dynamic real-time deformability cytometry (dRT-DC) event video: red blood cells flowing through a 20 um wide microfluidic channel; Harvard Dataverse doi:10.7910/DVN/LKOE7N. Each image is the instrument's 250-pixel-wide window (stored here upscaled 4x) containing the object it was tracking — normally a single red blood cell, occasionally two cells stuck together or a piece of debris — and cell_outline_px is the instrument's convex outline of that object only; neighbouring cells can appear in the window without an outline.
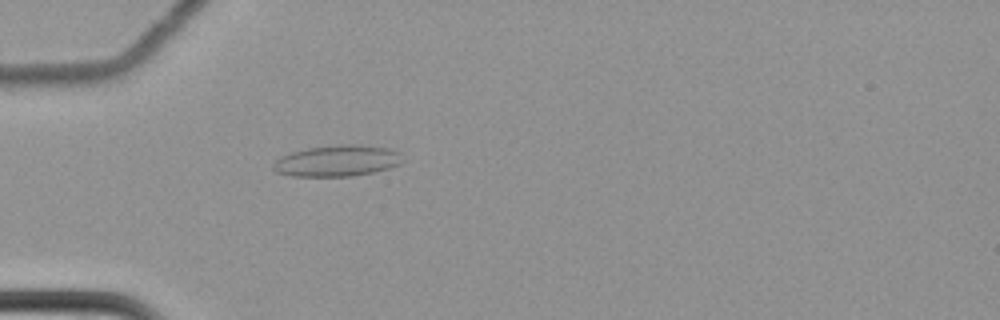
{"species": "common noctule bat (a hibernating species)", "species_latin": "Nyctalus noctula", "temperature_condition": "cold", "stored_images_in_passage": 61, "camera_frame_rate_fps": 3000, "um_per_image_px": 0.085, "animal": {"sex": "female", "body_mass_g": 22.7, "forearm_length_mm": 54.2}, "frame": {"image": 1, "passage_image": 20, "time_ms": 6.333, "image_size_px": [1000, 320], "cell_outline_px": [[404, 160], [400, 164], [388, 168], [372, 172], [352, 176], [292, 176], [276, 172], [272, 168], [272, 164], [280, 156], [292, 152], [308, 148], [340, 144], [360, 144], [388, 148], [400, 152]], "centroid_in_image_um": [28.67, 13.66], "position_along_channel_um": 56.3, "area_um2": 23.64}}
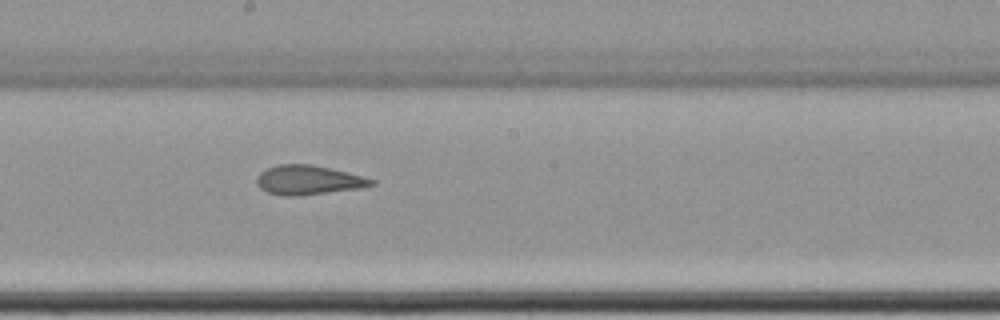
{"frame": {"image": 2, "passage_image": 35, "time_ms": 11.333, "image_size_px": [1000, 320], "cell_outline_px": [[376, 184], [364, 188], [300, 196], [284, 196], [268, 192], [260, 188], [256, 184], [256, 176], [260, 172], [268, 168], [280, 164], [312, 164], [376, 180]], "centroid_in_image_um": [26.2, 15.32], "position_along_channel_um": 222.0, "area_um2": 19.65}}
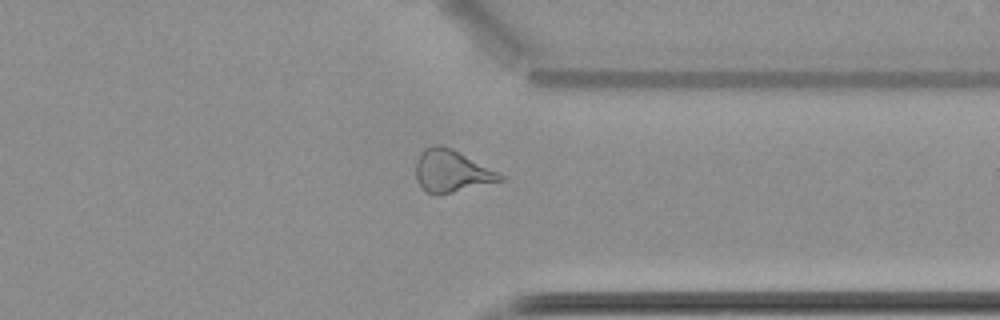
{"frame": {"image": 3, "passage_image": 48, "time_ms": 15.667, "image_size_px": [1000, 320], "cell_outline_px": [[508, 180], [436, 196], [428, 192], [416, 180], [416, 160], [420, 152], [424, 148], [436, 144], [440, 144], [452, 148], [508, 176]], "centroid_in_image_um": [38.45, 14.54], "position_along_channel_um": 373.0, "area_um2": 21.27}, "authors_computed_cell_mechanics": {"area_um2": 22.4264, "velocity_mm_per_s": 3.5063, "shape_relaxation_time_tau1_ms": null, "shape_relaxation_time_tau2_ms": 2.3488, "deformation_change_tau1": null, "deformation_change_tau2": 0.0861}}